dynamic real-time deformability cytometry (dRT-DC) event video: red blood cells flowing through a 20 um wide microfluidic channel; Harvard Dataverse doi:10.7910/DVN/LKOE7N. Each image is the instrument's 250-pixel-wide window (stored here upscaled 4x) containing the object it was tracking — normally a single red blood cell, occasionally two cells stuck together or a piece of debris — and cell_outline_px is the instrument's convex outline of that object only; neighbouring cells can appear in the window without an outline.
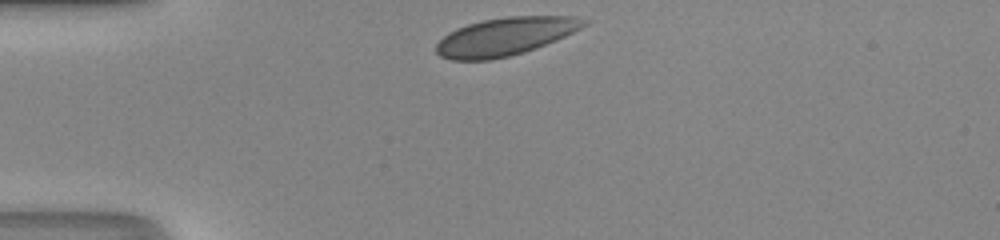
{"species": "human", "species_latin": "Homo sapiens", "temperature_condition": "room temperature", "stored_images_in_passage": 29, "camera_frame_rate_fps": 3000, "um_per_image_px": 0.085, "donor": {"sex": "male"}, "frame": {"image": 1, "passage_image": 1, "time_ms": 0.0, "image_size_px": [1000, 240], "cell_outline_px": [[588, 24], [556, 40], [524, 52], [508, 56], [488, 60], [452, 60], [440, 56], [436, 52], [436, 44], [448, 32], [456, 28], [468, 24], [484, 20], [508, 16], [572, 16], [588, 20]], "centroid_in_image_um": [42.92, 3.1], "position_along_channel_um": 42.1, "area_um2": 32.43}}
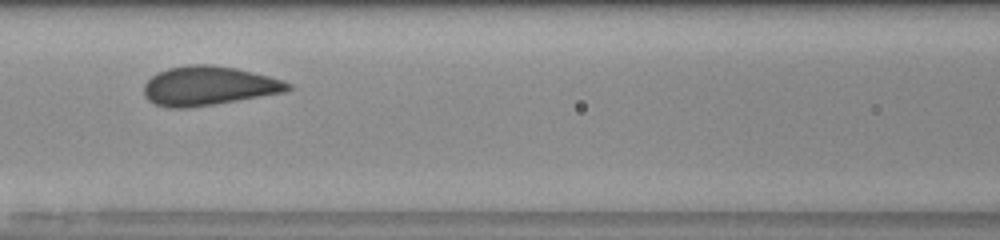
{"frame": {"image": 2, "passage_image": 11, "time_ms": 3.333, "image_size_px": [1000, 240], "cell_outline_px": [[292, 88], [284, 92], [188, 108], [168, 108], [156, 104], [148, 100], [144, 96], [144, 84], [156, 72], [168, 68], [188, 64], [208, 64], [236, 68], [268, 76], [292, 84]], "centroid_in_image_um": [17.67, 7.29], "position_along_channel_um": 148.9, "area_um2": 32.6}}
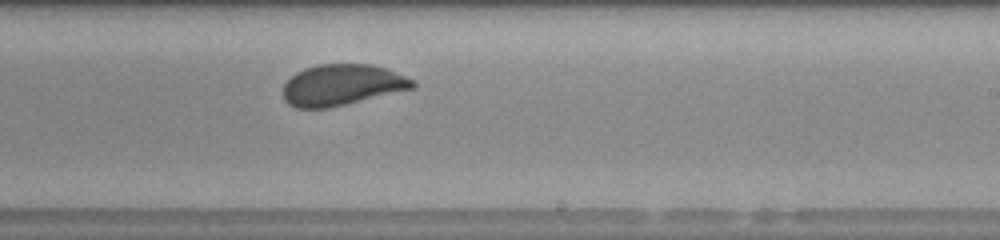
{"frame": {"image": 3, "passage_image": 19, "time_ms": 6.0, "image_size_px": [1000, 240], "cell_outline_px": [[416, 88], [328, 108], [296, 108], [288, 104], [284, 100], [284, 84], [296, 72], [304, 68], [320, 64], [372, 64], [388, 68], [416, 80]], "centroid_in_image_um": [29.12, 7.21], "position_along_channel_um": 259.9, "area_um2": 31.27}, "authors_computed_cell_mechanics": {"area_um2": 31.8478, "velocity_mm_per_s": 4.1899, "shape_relaxation_time_tau1_ms": 3.2999, "shape_relaxation_time_tau2_ms": null, "deformation_change_tau1": 0.1078, "deformation_change_tau2": null}}